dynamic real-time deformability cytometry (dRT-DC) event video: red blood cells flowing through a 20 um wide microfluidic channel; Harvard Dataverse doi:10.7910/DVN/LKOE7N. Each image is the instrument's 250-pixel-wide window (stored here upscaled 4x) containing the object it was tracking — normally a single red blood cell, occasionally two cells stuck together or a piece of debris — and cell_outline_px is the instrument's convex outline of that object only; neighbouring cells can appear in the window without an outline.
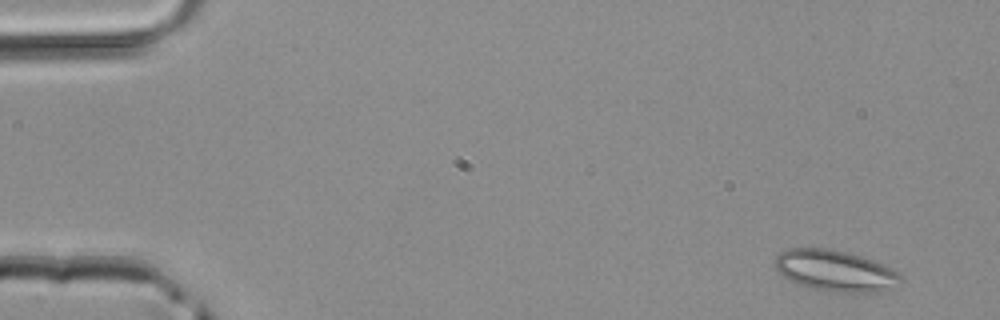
{"species": "common noctule bat (a hibernating species)", "species_latin": "Nyctalus noctula", "temperature_condition": "room temperature", "stored_images_in_passage": 3, "camera_frame_rate_fps": 3000, "um_per_image_px": 0.085, "animal": {"sex": "male", "body_mass_g": 20.4}, "frame": {"image": 1, "passage_image": 1, "time_ms": 0.0, "image_size_px": [1000, 320], "cell_outline_px": [[904, 280], [900, 284], [892, 288], [880, 292], [828, 292], [812, 288], [788, 280], [780, 276], [772, 264], [772, 260], [780, 252], [788, 248], [828, 248], [848, 252], [884, 264], [904, 276]], "centroid_in_image_um": [70.97, 23.01], "position_along_channel_um": 14.0, "area_um2": 30.81}}